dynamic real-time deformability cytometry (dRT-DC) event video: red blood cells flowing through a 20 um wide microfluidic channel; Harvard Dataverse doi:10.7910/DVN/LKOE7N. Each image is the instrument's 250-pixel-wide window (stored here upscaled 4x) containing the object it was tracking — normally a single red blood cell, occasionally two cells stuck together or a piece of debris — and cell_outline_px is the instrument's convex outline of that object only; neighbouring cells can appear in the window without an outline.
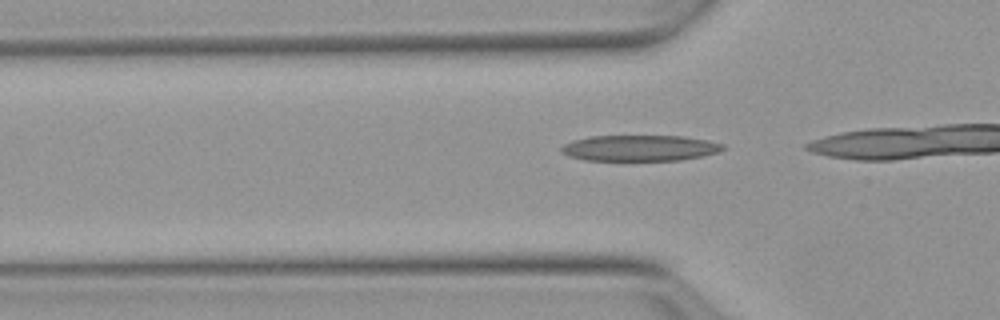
{"species": "Egyptian fruit bat (a non-hibernating species)", "species_latin": "Rousettus aegyptiacus", "temperature_condition": "warm", "stored_images_in_passage": 21, "camera_frame_rate_fps": 3000, "um_per_image_px": 0.085, "animal": {"sex": "female"}, "frame": {"image": 1, "passage_image": 13, "time_ms": 4.0, "image_size_px": [1000, 320], "cell_outline_px": [[724, 148], [716, 152], [700, 156], [680, 160], [584, 160], [568, 156], [560, 152], [560, 148], [564, 144], [572, 140], [588, 136], [684, 136], [724, 144]], "centroid_in_image_um": [54.29, 12.58], "position_along_channel_um": 71.5, "area_um2": 24.28}}